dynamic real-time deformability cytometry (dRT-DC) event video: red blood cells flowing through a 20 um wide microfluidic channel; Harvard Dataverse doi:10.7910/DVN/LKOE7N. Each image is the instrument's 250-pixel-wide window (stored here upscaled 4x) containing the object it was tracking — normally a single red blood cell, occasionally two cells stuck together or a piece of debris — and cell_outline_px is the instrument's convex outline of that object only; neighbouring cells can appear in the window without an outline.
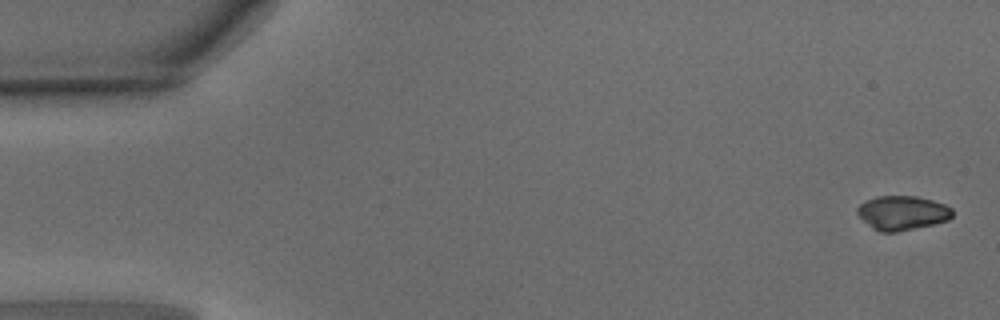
{"species": "common noctule bat (a hibernating species)", "species_latin": "Nyctalus noctula", "temperature_condition": "warm", "stored_images_in_passage": 43, "camera_frame_rate_fps": 3000, "um_per_image_px": 0.085, "animal": {"sex": "male", "body_mass_g": 15.6}, "frame": {"image": 1, "passage_image": 1, "time_ms": 0.0, "image_size_px": [1000, 320], "cell_outline_px": [[952, 216], [948, 220], [932, 224], [896, 232], [880, 232], [872, 228], [856, 212], [856, 208], [860, 204], [876, 196], [916, 196], [932, 200], [944, 204], [952, 208]], "centroid_in_image_um": [76.69, 18.09], "position_along_channel_um": 8.3, "area_um2": 18.79}}
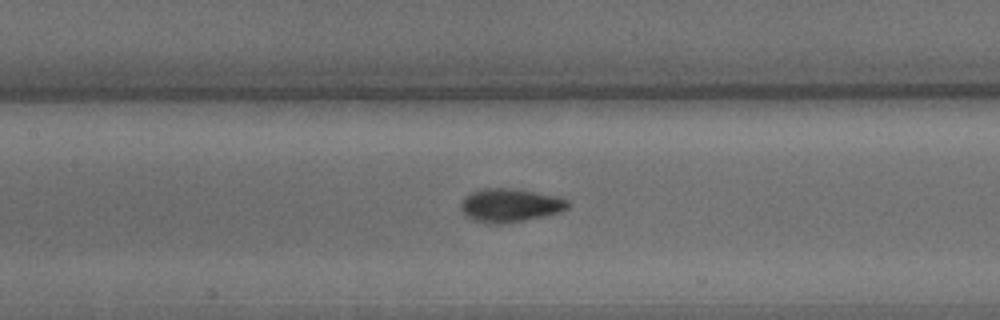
{"frame": {"image": 2, "passage_image": 22, "time_ms": 7.0, "image_size_px": [1000, 320], "cell_outline_px": [[568, 208], [560, 212], [548, 216], [500, 224], [488, 224], [472, 220], [464, 216], [460, 208], [460, 204], [464, 196], [472, 192], [484, 188], [504, 188], [532, 192], [556, 196], [568, 200]], "centroid_in_image_um": [43.3, 17.47], "position_along_channel_um": 164.1, "area_um2": 20.92}}
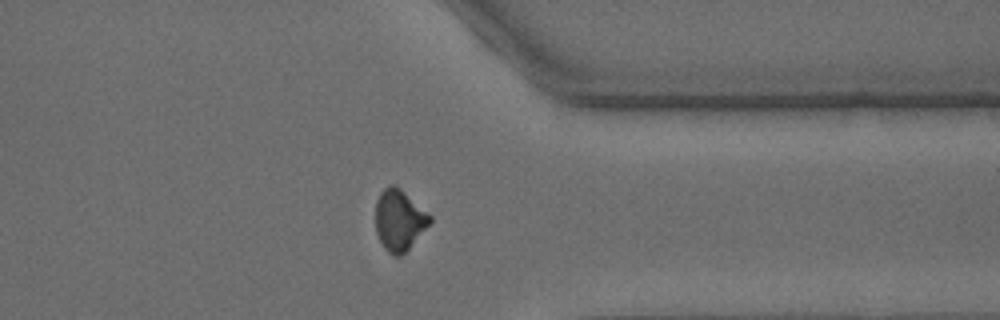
{"frame": {"image": 3, "passage_image": 38, "time_ms": 12.333, "image_size_px": [1000, 320], "cell_outline_px": [[432, 220], [408, 248], [400, 256], [396, 256], [388, 252], [384, 248], [376, 232], [376, 200], [380, 192], [384, 188], [392, 184], [400, 188], [432, 216]], "centroid_in_image_um": [33.91, 18.68], "position_along_channel_um": 377.5, "area_um2": 18.96}}